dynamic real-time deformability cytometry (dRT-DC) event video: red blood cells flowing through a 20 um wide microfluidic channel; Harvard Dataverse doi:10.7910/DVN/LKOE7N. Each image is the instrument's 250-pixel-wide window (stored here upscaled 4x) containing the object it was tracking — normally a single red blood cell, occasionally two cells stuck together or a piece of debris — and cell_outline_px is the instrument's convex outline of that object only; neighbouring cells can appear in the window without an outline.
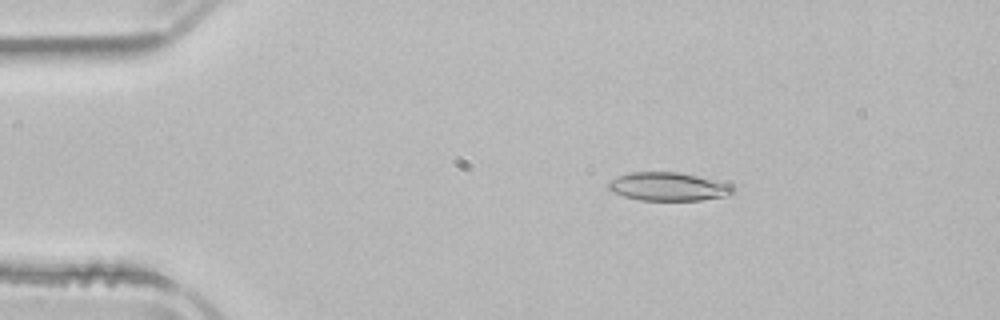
{"species": "common noctule bat (a hibernating species)", "species_latin": "Nyctalus noctula", "temperature_condition": "room temperature", "stored_images_in_passage": 50, "camera_frame_rate_fps": 3000, "um_per_image_px": 0.085, "animal": {"sex": "male", "body_mass_g": 21.5, "forearm_length_mm": 52.0}, "frame": {"image": 1, "passage_image": 7, "time_ms": 2.0, "image_size_px": [1000, 320], "cell_outline_px": [[736, 192], [724, 196], [700, 200], [640, 200], [624, 196], [612, 192], [608, 188], [608, 184], [616, 176], [632, 172], [680, 172], [732, 184], [736, 188]], "centroid_in_image_um": [56.83, 15.86], "position_along_channel_um": 28.2, "area_um2": 20.63}}
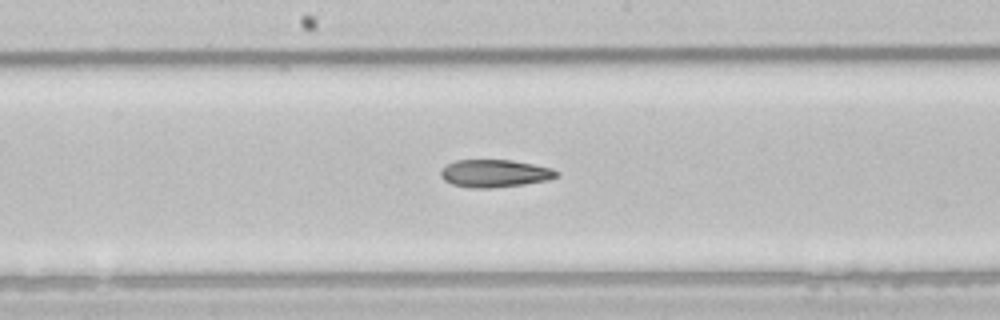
{"frame": {"image": 2, "passage_image": 25, "time_ms": 8.0, "image_size_px": [1000, 320], "cell_outline_px": [[560, 176], [548, 180], [524, 184], [492, 188], [472, 188], [452, 184], [444, 180], [440, 176], [440, 172], [448, 164], [456, 160], [512, 160], [552, 168], [560, 172]], "centroid_in_image_um": [42.09, 14.74], "position_along_channel_um": 206.1, "area_um2": 18.67}}
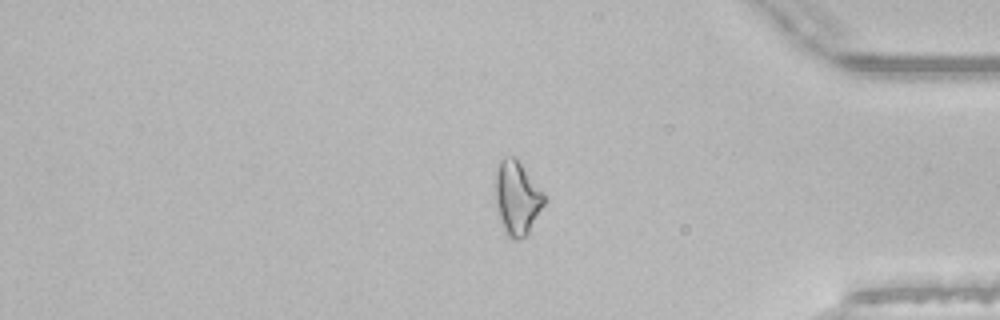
{"frame": {"image": 3, "passage_image": 41, "time_ms": 13.333, "image_size_px": [1000, 320], "cell_outline_px": [[544, 204], [528, 232], [520, 240], [512, 240], [504, 232], [500, 220], [496, 204], [496, 172], [500, 160], [504, 156], [516, 156], [544, 192]], "centroid_in_image_um": [43.94, 16.8], "position_along_channel_um": 391.3, "area_um2": 20.92}, "authors_computed_cell_mechanics": {"area_um2": 20.3745, "velocity_mm_per_s": 3.9252, "shape_relaxation_time_tau1_ms": null, "shape_relaxation_time_tau2_ms": 6.6813, "deformation_change_tau1": null, "deformation_change_tau2": 0.1781}}